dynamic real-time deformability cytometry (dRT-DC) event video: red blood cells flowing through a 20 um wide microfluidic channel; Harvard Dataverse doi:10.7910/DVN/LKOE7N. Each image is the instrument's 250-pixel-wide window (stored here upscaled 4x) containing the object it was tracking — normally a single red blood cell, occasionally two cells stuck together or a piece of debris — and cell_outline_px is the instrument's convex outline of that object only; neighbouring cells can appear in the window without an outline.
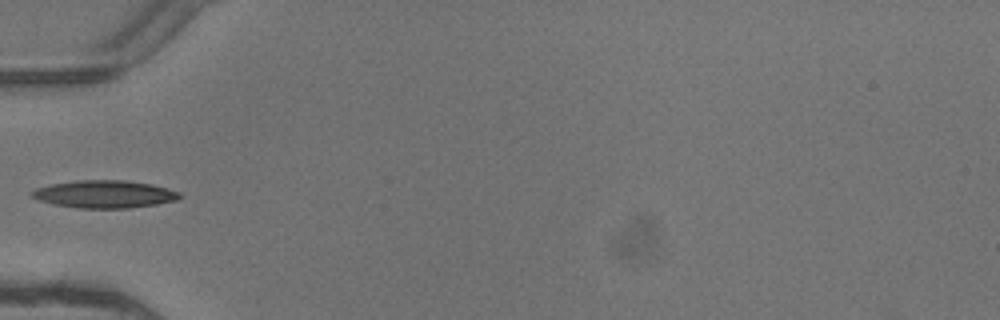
{"species": "common noctule bat (a hibernating species)", "species_latin": "Nyctalus noctula", "temperature_condition": "warm", "stored_images_in_passage": 5, "camera_frame_rate_fps": 3000, "um_per_image_px": 0.085, "animal": {"sex": "female"}, "frame": {"image": 1, "passage_image": 5, "time_ms": 1.333, "image_size_px": [1000, 320], "cell_outline_px": [[180, 196], [176, 200], [156, 204], [128, 208], [76, 208], [52, 204], [40, 200], [32, 196], [28, 192], [36, 188], [52, 184], [76, 180], [124, 180], [152, 184], [180, 192]], "centroid_in_image_um": [8.84, 16.5], "position_along_channel_um": 76.2, "area_um2": 23.7}}